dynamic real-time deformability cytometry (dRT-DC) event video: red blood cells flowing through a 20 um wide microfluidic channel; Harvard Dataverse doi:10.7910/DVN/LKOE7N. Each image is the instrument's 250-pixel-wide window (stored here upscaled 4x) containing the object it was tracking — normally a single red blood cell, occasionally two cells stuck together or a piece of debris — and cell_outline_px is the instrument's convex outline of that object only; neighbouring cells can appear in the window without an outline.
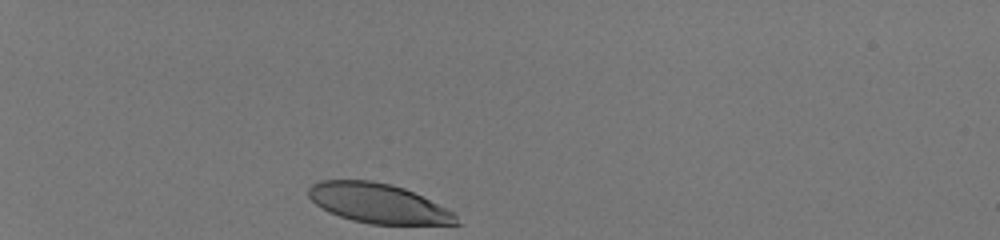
{"species": "human", "species_latin": "Homo sapiens", "temperature_condition": "room temperature", "stored_images_in_passage": 32, "camera_frame_rate_fps": 3000, "um_per_image_px": 0.085, "donor": {"sex": "male"}, "frame": {"image": 1, "passage_image": 1, "time_ms": 0.0, "image_size_px": [1000, 240], "cell_outline_px": [[460, 224], [372, 224], [352, 220], [328, 212], [316, 204], [308, 196], [308, 188], [312, 184], [320, 180], [372, 180], [392, 184], [404, 188], [452, 212], [456, 216]], "centroid_in_image_um": [32.08, 17.27], "position_along_channel_um": 52.9, "area_um2": 33.7}}
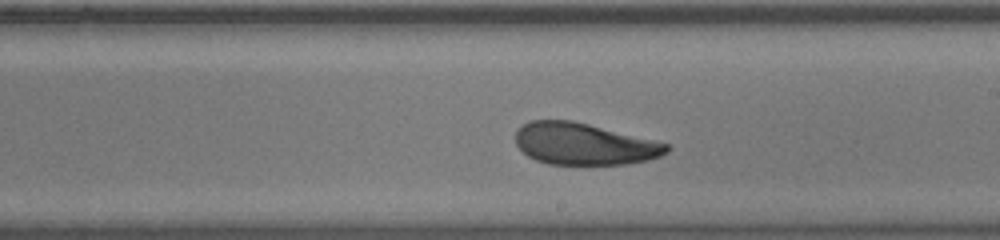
{"frame": {"image": 2, "passage_image": 19, "time_ms": 6.0, "image_size_px": [1000, 240], "cell_outline_px": [[672, 148], [668, 152], [660, 156], [648, 160], [624, 164], [548, 164], [536, 160], [528, 156], [516, 144], [516, 132], [528, 120], [572, 120], [668, 144]], "centroid_in_image_um": [49.63, 12.24], "position_along_channel_um": 239.4, "area_um2": 36.41}}
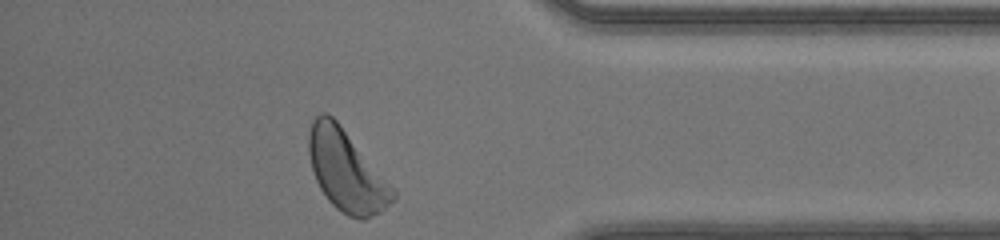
{"frame": {"image": 3, "passage_image": 32, "time_ms": 10.333, "image_size_px": [1000, 240], "cell_outline_px": [[396, 196], [380, 212], [364, 220], [360, 220], [348, 216], [336, 208], [328, 200], [320, 188], [316, 180], [312, 168], [308, 152], [308, 132], [312, 120], [320, 112], [328, 112], [340, 124], [396, 192]], "centroid_in_image_um": [29.39, 14.5], "position_along_channel_um": 405.8, "area_um2": 39.19}, "authors_computed_cell_mechanics": {"area_um2": 37.6856, "velocity_mm_per_s": 4.1201, "shape_relaxation_time_tau1_ms": 3.0911, "shape_relaxation_time_tau2_ms": 1.9405, "deformation_change_tau1": 0.1443, "deformation_change_tau2": 0.0863}}